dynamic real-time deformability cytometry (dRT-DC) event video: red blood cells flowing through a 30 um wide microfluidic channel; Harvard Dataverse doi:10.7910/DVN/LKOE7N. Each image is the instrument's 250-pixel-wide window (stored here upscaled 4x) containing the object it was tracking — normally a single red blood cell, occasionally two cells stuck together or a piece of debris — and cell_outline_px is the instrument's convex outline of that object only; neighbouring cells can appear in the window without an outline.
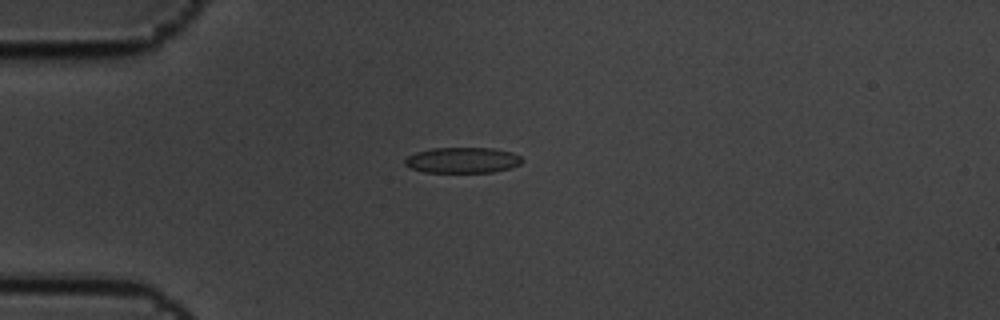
{"species": "common noctule bat (a hibernating species)", "species_latin": "Nyctalus noctula", "temperature_condition": "cold", "stored_images_in_passage": 6, "camera_frame_rate_fps": 3000, "um_per_image_px": 0.085, "animal": {"sex": "male", "body_mass_g": 19.5, "forearm_length_mm": 54.6}, "frame": {"image": 1, "passage_image": 4, "time_ms": 1.0, "image_size_px": [1000, 320], "cell_outline_px": [[524, 160], [520, 164], [512, 168], [492, 172], [424, 172], [412, 168], [404, 164], [404, 160], [408, 156], [416, 152], [432, 148], [492, 148], [512, 152], [520, 156]], "centroid_in_image_um": [39.34, 13.61], "position_along_channel_um": 45.7, "area_um2": 17.57}}
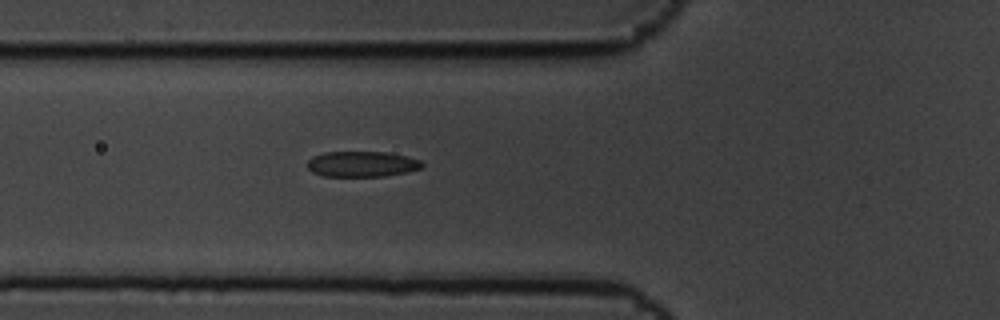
{"frame": {"image": 2, "passage_image": 6, "time_ms": 1.667, "image_size_px": [1000, 320], "cell_outline_px": [[424, 164], [420, 168], [408, 172], [384, 176], [324, 176], [312, 172], [308, 168], [308, 160], [312, 156], [324, 152], [388, 152], [420, 160]], "centroid_in_image_um": [30.75, 13.94], "position_along_channel_um": 95.1, "area_um2": 17.05}}